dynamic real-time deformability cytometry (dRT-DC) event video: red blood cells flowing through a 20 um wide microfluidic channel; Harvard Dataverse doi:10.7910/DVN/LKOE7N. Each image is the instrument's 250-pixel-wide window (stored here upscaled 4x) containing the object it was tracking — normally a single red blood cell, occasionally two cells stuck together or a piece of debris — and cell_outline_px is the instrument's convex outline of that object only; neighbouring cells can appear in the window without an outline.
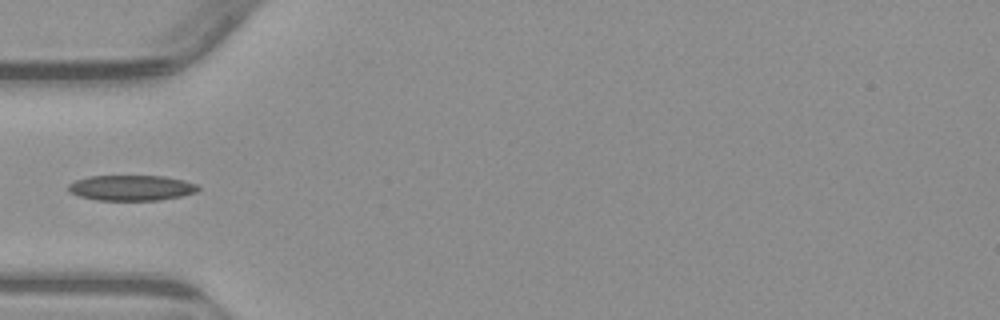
{"species": "common noctule bat (a hibernating species)", "species_latin": "Nyctalus noctula", "temperature_condition": "warm", "stored_images_in_passage": 37, "camera_frame_rate_fps": 3000, "um_per_image_px": 0.085, "animal": {"sex": "male", "body_mass_g": 23.1, "forearm_length_mm": 52.7}, "frame": {"image": 1, "passage_image": 1, "time_ms": 0.0, "image_size_px": [1000, 320], "cell_outline_px": [[200, 188], [196, 192], [180, 196], [160, 200], [96, 200], [80, 196], [68, 192], [68, 184], [76, 180], [88, 176], [164, 176], [184, 180], [196, 184]], "centroid_in_image_um": [11.15, 15.96], "position_along_channel_um": 73.9, "area_um2": 19.25}}
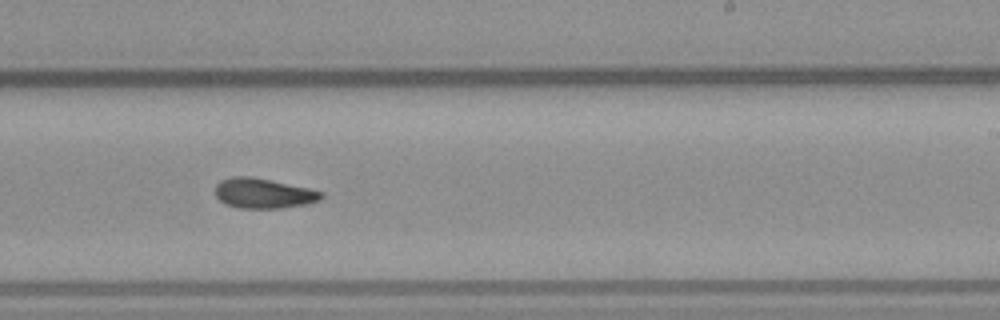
{"frame": {"image": 2, "passage_image": 16, "time_ms": 5.0, "image_size_px": [1000, 320], "cell_outline_px": [[324, 196], [320, 200], [304, 204], [280, 208], [240, 208], [228, 204], [220, 200], [216, 196], [216, 184], [220, 180], [232, 176], [248, 176], [308, 188], [324, 192]], "centroid_in_image_um": [22.39, 16.43], "position_along_channel_um": 266.6, "area_um2": 18.26}}
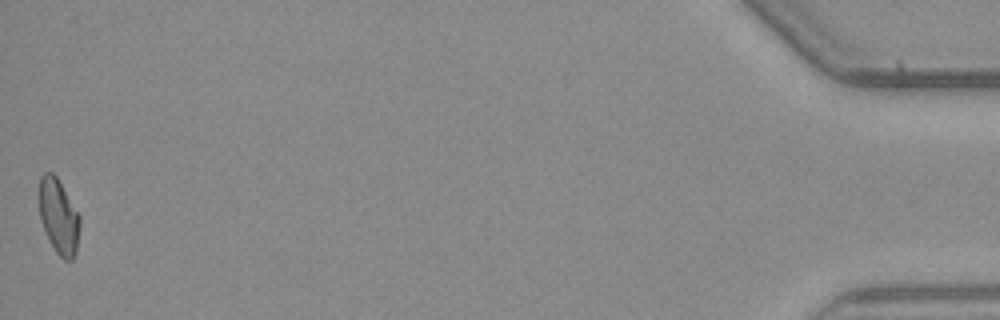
{"frame": {"image": 3, "passage_image": 37, "time_ms": 12.0, "image_size_px": [1000, 320], "cell_outline_px": [[80, 224], [76, 252], [72, 260], [64, 260], [56, 252], [48, 240], [40, 220], [36, 196], [40, 176], [44, 172], [52, 172], [56, 176], [80, 216]], "centroid_in_image_um": [4.93, 18.37], "position_along_channel_um": 430.3, "area_um2": 18.26}}